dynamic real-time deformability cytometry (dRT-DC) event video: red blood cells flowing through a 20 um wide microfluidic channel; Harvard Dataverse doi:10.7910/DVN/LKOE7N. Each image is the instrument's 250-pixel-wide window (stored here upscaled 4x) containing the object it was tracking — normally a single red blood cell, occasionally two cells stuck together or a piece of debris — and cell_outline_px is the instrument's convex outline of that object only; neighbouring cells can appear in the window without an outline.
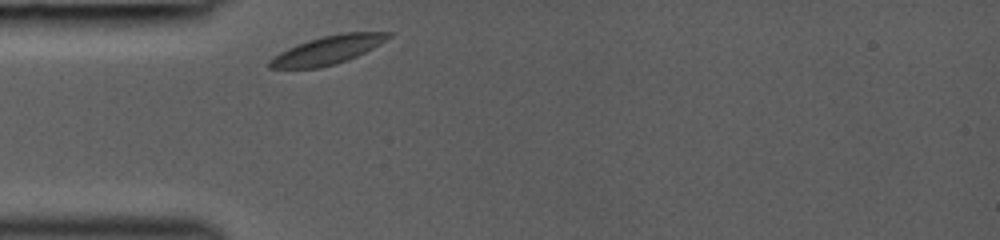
{"species": "common noctule bat (a hibernating species)", "species_latin": "Nyctalus noctula", "temperature_condition": "room temperature", "stored_images_in_passage": 4, "camera_frame_rate_fps": 3000, "um_per_image_px": 0.085, "animal": {"sex": "female", "body_mass_g": 19.0, "forearm_length_mm": 53.3}, "frame": {"image": 1, "passage_image": 1, "time_ms": 0.0, "image_size_px": [1000, 240], "cell_outline_px": [[392, 36], [380, 44], [348, 60], [336, 64], [320, 68], [268, 68], [268, 60], [272, 56], [288, 48], [308, 40], [324, 36], [344, 32], [392, 32]], "centroid_in_image_um": [27.84, 4.26], "position_along_channel_um": 57.2, "area_um2": 19.59}}
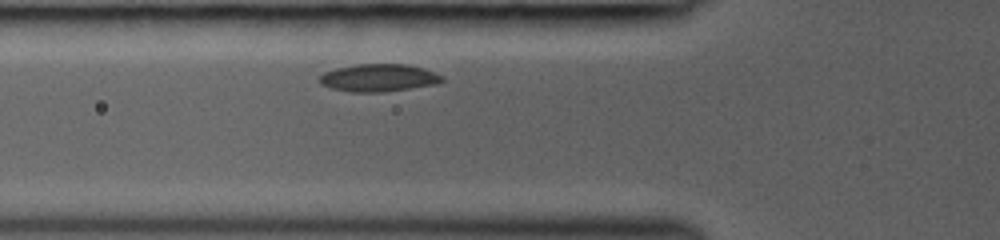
{"frame": {"image": 2, "passage_image": 4, "time_ms": 1.0, "image_size_px": [1000, 240], "cell_outline_px": [[444, 80], [436, 84], [380, 92], [352, 92], [328, 88], [320, 84], [320, 76], [324, 72], [336, 68], [360, 64], [408, 64], [444, 76]], "centroid_in_image_um": [32.14, 6.62], "position_along_channel_um": 93.7, "area_um2": 19.48}}